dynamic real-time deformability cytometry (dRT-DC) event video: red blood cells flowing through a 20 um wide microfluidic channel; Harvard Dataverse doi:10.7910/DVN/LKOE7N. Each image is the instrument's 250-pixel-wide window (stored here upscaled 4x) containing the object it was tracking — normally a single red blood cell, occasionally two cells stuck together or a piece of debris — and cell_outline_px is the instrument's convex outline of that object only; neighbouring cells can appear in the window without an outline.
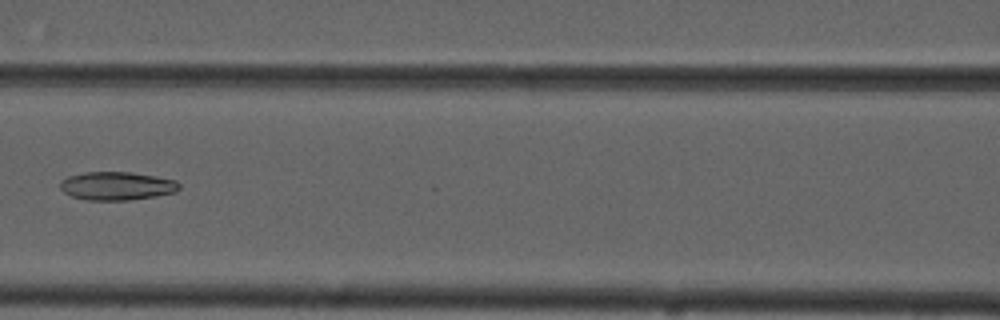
{"species": "common noctule bat (a hibernating species)", "species_latin": "Nyctalus noctula", "temperature_condition": "cold", "stored_images_in_passage": 7, "camera_frame_rate_fps": 3000, "um_per_image_px": 0.085, "animal": {"sex": "male", "forearm_length_mm": 52.5}, "frame": {"image": 1, "passage_image": 7, "time_ms": 8.0, "image_size_px": [1000, 320], "cell_outline_px": [[180, 188], [176, 192], [156, 196], [128, 200], [88, 200], [72, 196], [64, 192], [60, 188], [60, 180], [68, 176], [84, 172], [132, 172], [156, 176], [176, 180], [180, 184]], "centroid_in_image_um": [9.94, 15.8], "position_along_channel_um": 156.7, "area_um2": 19.77}}